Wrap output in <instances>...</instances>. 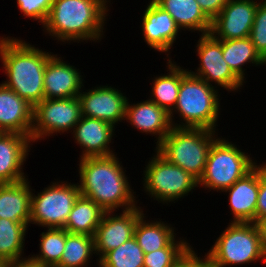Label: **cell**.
Masks as SVG:
<instances>
[{"instance_id": "6da1fadb", "label": "cell", "mask_w": 266, "mask_h": 267, "mask_svg": "<svg viewBox=\"0 0 266 267\" xmlns=\"http://www.w3.org/2000/svg\"><path fill=\"white\" fill-rule=\"evenodd\" d=\"M80 195L92 199L104 211L129 210L138 206L136 192L117 153L79 159Z\"/></svg>"}, {"instance_id": "7a4b0ae2", "label": "cell", "mask_w": 266, "mask_h": 267, "mask_svg": "<svg viewBox=\"0 0 266 267\" xmlns=\"http://www.w3.org/2000/svg\"><path fill=\"white\" fill-rule=\"evenodd\" d=\"M54 55L21 38L0 36V61L6 74L2 82L33 108L44 99V73Z\"/></svg>"}, {"instance_id": "3957f363", "label": "cell", "mask_w": 266, "mask_h": 267, "mask_svg": "<svg viewBox=\"0 0 266 267\" xmlns=\"http://www.w3.org/2000/svg\"><path fill=\"white\" fill-rule=\"evenodd\" d=\"M108 6L103 0H53L43 31L58 42H100Z\"/></svg>"}, {"instance_id": "277c9868", "label": "cell", "mask_w": 266, "mask_h": 267, "mask_svg": "<svg viewBox=\"0 0 266 267\" xmlns=\"http://www.w3.org/2000/svg\"><path fill=\"white\" fill-rule=\"evenodd\" d=\"M220 95L217 87L188 72L181 79L177 102L170 113L172 126L217 131L218 118L221 115ZM174 113L179 114L181 122H175Z\"/></svg>"}, {"instance_id": "5b68a950", "label": "cell", "mask_w": 266, "mask_h": 267, "mask_svg": "<svg viewBox=\"0 0 266 267\" xmlns=\"http://www.w3.org/2000/svg\"><path fill=\"white\" fill-rule=\"evenodd\" d=\"M205 253L208 267H231L249 263L266 264L259 227L256 223L230 222Z\"/></svg>"}, {"instance_id": "8992f818", "label": "cell", "mask_w": 266, "mask_h": 267, "mask_svg": "<svg viewBox=\"0 0 266 267\" xmlns=\"http://www.w3.org/2000/svg\"><path fill=\"white\" fill-rule=\"evenodd\" d=\"M215 133L205 128L172 127L154 150L199 181L209 149L218 138V133Z\"/></svg>"}, {"instance_id": "52a82bcc", "label": "cell", "mask_w": 266, "mask_h": 267, "mask_svg": "<svg viewBox=\"0 0 266 267\" xmlns=\"http://www.w3.org/2000/svg\"><path fill=\"white\" fill-rule=\"evenodd\" d=\"M220 136L211 145L205 170L198 181V187L216 192H223L237 180L243 178L258 163L242 151L236 143Z\"/></svg>"}, {"instance_id": "ba28073f", "label": "cell", "mask_w": 266, "mask_h": 267, "mask_svg": "<svg viewBox=\"0 0 266 267\" xmlns=\"http://www.w3.org/2000/svg\"><path fill=\"white\" fill-rule=\"evenodd\" d=\"M143 170V190L158 203H172L198 188V180L181 167L168 162L156 150ZM180 198V199H179ZM176 200V201H175Z\"/></svg>"}, {"instance_id": "9c48e42d", "label": "cell", "mask_w": 266, "mask_h": 267, "mask_svg": "<svg viewBox=\"0 0 266 267\" xmlns=\"http://www.w3.org/2000/svg\"><path fill=\"white\" fill-rule=\"evenodd\" d=\"M51 183L37 195L35 189H32L29 226L36 224L42 228H64L80 195L78 182L74 184L59 180Z\"/></svg>"}, {"instance_id": "30bf717a", "label": "cell", "mask_w": 266, "mask_h": 267, "mask_svg": "<svg viewBox=\"0 0 266 267\" xmlns=\"http://www.w3.org/2000/svg\"><path fill=\"white\" fill-rule=\"evenodd\" d=\"M81 117V103L78 96L43 99L33 108L32 144L57 133L60 135L69 131L72 133Z\"/></svg>"}, {"instance_id": "8fae6325", "label": "cell", "mask_w": 266, "mask_h": 267, "mask_svg": "<svg viewBox=\"0 0 266 267\" xmlns=\"http://www.w3.org/2000/svg\"><path fill=\"white\" fill-rule=\"evenodd\" d=\"M195 47L200 64L195 72L188 69L192 75L228 92H238L242 89L244 82L223 59L222 40L214 38L210 33L200 35Z\"/></svg>"}, {"instance_id": "7c38bea8", "label": "cell", "mask_w": 266, "mask_h": 267, "mask_svg": "<svg viewBox=\"0 0 266 267\" xmlns=\"http://www.w3.org/2000/svg\"><path fill=\"white\" fill-rule=\"evenodd\" d=\"M141 208L139 205L124 210L119 215L115 211H105L94 236L97 265L107 252L116 249L134 236L137 221L144 212Z\"/></svg>"}, {"instance_id": "4fadbf2b", "label": "cell", "mask_w": 266, "mask_h": 267, "mask_svg": "<svg viewBox=\"0 0 266 267\" xmlns=\"http://www.w3.org/2000/svg\"><path fill=\"white\" fill-rule=\"evenodd\" d=\"M81 103V115L100 119L116 127L125 119V107L128 97L121 90L106 85L96 86L78 95ZM123 120V121H122Z\"/></svg>"}, {"instance_id": "5bb4252c", "label": "cell", "mask_w": 266, "mask_h": 267, "mask_svg": "<svg viewBox=\"0 0 266 267\" xmlns=\"http://www.w3.org/2000/svg\"><path fill=\"white\" fill-rule=\"evenodd\" d=\"M261 0H229L211 21L210 34L218 40L249 37Z\"/></svg>"}, {"instance_id": "9a60e30c", "label": "cell", "mask_w": 266, "mask_h": 267, "mask_svg": "<svg viewBox=\"0 0 266 267\" xmlns=\"http://www.w3.org/2000/svg\"><path fill=\"white\" fill-rule=\"evenodd\" d=\"M143 12L142 35L144 42L152 49L169 55L172 51L173 44L182 32L177 26L172 16L159 7L153 0H150ZM171 50V51H170Z\"/></svg>"}, {"instance_id": "2e32d148", "label": "cell", "mask_w": 266, "mask_h": 267, "mask_svg": "<svg viewBox=\"0 0 266 267\" xmlns=\"http://www.w3.org/2000/svg\"><path fill=\"white\" fill-rule=\"evenodd\" d=\"M81 71L54 54L46 64L44 73V99L76 97L84 88Z\"/></svg>"}, {"instance_id": "e0dca14e", "label": "cell", "mask_w": 266, "mask_h": 267, "mask_svg": "<svg viewBox=\"0 0 266 267\" xmlns=\"http://www.w3.org/2000/svg\"><path fill=\"white\" fill-rule=\"evenodd\" d=\"M115 126L109 122L82 116L71 133L75 143L81 146L79 159L85 157L110 156L115 150L110 148ZM83 148V149H82Z\"/></svg>"}, {"instance_id": "ac0fdd59", "label": "cell", "mask_w": 266, "mask_h": 267, "mask_svg": "<svg viewBox=\"0 0 266 267\" xmlns=\"http://www.w3.org/2000/svg\"><path fill=\"white\" fill-rule=\"evenodd\" d=\"M127 100L125 107V120L137 129L140 133L151 134L155 136V146H157L164 137L171 131L172 123L170 114L149 98L137 103Z\"/></svg>"}, {"instance_id": "d6986e66", "label": "cell", "mask_w": 266, "mask_h": 267, "mask_svg": "<svg viewBox=\"0 0 266 267\" xmlns=\"http://www.w3.org/2000/svg\"><path fill=\"white\" fill-rule=\"evenodd\" d=\"M31 143V139L23 134L0 132V184L28 178L23 165L28 159Z\"/></svg>"}, {"instance_id": "ffe728a7", "label": "cell", "mask_w": 266, "mask_h": 267, "mask_svg": "<svg viewBox=\"0 0 266 267\" xmlns=\"http://www.w3.org/2000/svg\"><path fill=\"white\" fill-rule=\"evenodd\" d=\"M228 193V204L233 214L231 222L255 223L256 204L259 193V165L243 178L224 190Z\"/></svg>"}, {"instance_id": "44dd1931", "label": "cell", "mask_w": 266, "mask_h": 267, "mask_svg": "<svg viewBox=\"0 0 266 267\" xmlns=\"http://www.w3.org/2000/svg\"><path fill=\"white\" fill-rule=\"evenodd\" d=\"M33 107L0 83V132L18 133L31 139Z\"/></svg>"}, {"instance_id": "7402d4cb", "label": "cell", "mask_w": 266, "mask_h": 267, "mask_svg": "<svg viewBox=\"0 0 266 267\" xmlns=\"http://www.w3.org/2000/svg\"><path fill=\"white\" fill-rule=\"evenodd\" d=\"M27 179L0 184V218L30 223L32 188Z\"/></svg>"}, {"instance_id": "603a6c76", "label": "cell", "mask_w": 266, "mask_h": 267, "mask_svg": "<svg viewBox=\"0 0 266 267\" xmlns=\"http://www.w3.org/2000/svg\"><path fill=\"white\" fill-rule=\"evenodd\" d=\"M168 12L180 30L209 34L211 20L201 10L196 0H153ZM198 31V32H197Z\"/></svg>"}, {"instance_id": "cb8c5ba5", "label": "cell", "mask_w": 266, "mask_h": 267, "mask_svg": "<svg viewBox=\"0 0 266 267\" xmlns=\"http://www.w3.org/2000/svg\"><path fill=\"white\" fill-rule=\"evenodd\" d=\"M166 61L167 73L154 77L149 98L170 114L177 102L181 79L189 71L180 65L178 66L171 57Z\"/></svg>"}, {"instance_id": "d4e9b609", "label": "cell", "mask_w": 266, "mask_h": 267, "mask_svg": "<svg viewBox=\"0 0 266 267\" xmlns=\"http://www.w3.org/2000/svg\"><path fill=\"white\" fill-rule=\"evenodd\" d=\"M146 213L137 221L134 237L144 254L167 247L175 238V227L160 219L145 220Z\"/></svg>"}, {"instance_id": "484cf974", "label": "cell", "mask_w": 266, "mask_h": 267, "mask_svg": "<svg viewBox=\"0 0 266 267\" xmlns=\"http://www.w3.org/2000/svg\"><path fill=\"white\" fill-rule=\"evenodd\" d=\"M105 211L92 199L79 195L64 229L68 233L95 236Z\"/></svg>"}, {"instance_id": "4316f807", "label": "cell", "mask_w": 266, "mask_h": 267, "mask_svg": "<svg viewBox=\"0 0 266 267\" xmlns=\"http://www.w3.org/2000/svg\"><path fill=\"white\" fill-rule=\"evenodd\" d=\"M222 54L223 59L232 69V71L244 82L246 64L250 63L252 66L266 65V61L256 51L249 37L222 40Z\"/></svg>"}, {"instance_id": "83f0119b", "label": "cell", "mask_w": 266, "mask_h": 267, "mask_svg": "<svg viewBox=\"0 0 266 267\" xmlns=\"http://www.w3.org/2000/svg\"><path fill=\"white\" fill-rule=\"evenodd\" d=\"M27 230L23 223L0 218V260L3 263L23 258Z\"/></svg>"}, {"instance_id": "f1b7e54d", "label": "cell", "mask_w": 266, "mask_h": 267, "mask_svg": "<svg viewBox=\"0 0 266 267\" xmlns=\"http://www.w3.org/2000/svg\"><path fill=\"white\" fill-rule=\"evenodd\" d=\"M93 254H96L94 236L66 231L64 252L55 267H88Z\"/></svg>"}, {"instance_id": "f546056e", "label": "cell", "mask_w": 266, "mask_h": 267, "mask_svg": "<svg viewBox=\"0 0 266 267\" xmlns=\"http://www.w3.org/2000/svg\"><path fill=\"white\" fill-rule=\"evenodd\" d=\"M144 252L133 236L116 249L107 252L100 260L99 267H143Z\"/></svg>"}, {"instance_id": "4dcf8cb0", "label": "cell", "mask_w": 266, "mask_h": 267, "mask_svg": "<svg viewBox=\"0 0 266 267\" xmlns=\"http://www.w3.org/2000/svg\"><path fill=\"white\" fill-rule=\"evenodd\" d=\"M40 234L39 254L31 257L43 264L55 267L61 260L66 243V230L64 228H47Z\"/></svg>"}, {"instance_id": "1f68e13d", "label": "cell", "mask_w": 266, "mask_h": 267, "mask_svg": "<svg viewBox=\"0 0 266 267\" xmlns=\"http://www.w3.org/2000/svg\"><path fill=\"white\" fill-rule=\"evenodd\" d=\"M192 247L184 238H175L167 247L144 254L143 267H175Z\"/></svg>"}, {"instance_id": "d6a6232c", "label": "cell", "mask_w": 266, "mask_h": 267, "mask_svg": "<svg viewBox=\"0 0 266 267\" xmlns=\"http://www.w3.org/2000/svg\"><path fill=\"white\" fill-rule=\"evenodd\" d=\"M249 38L256 51L266 61V0H261L258 4Z\"/></svg>"}, {"instance_id": "836d02e7", "label": "cell", "mask_w": 266, "mask_h": 267, "mask_svg": "<svg viewBox=\"0 0 266 267\" xmlns=\"http://www.w3.org/2000/svg\"><path fill=\"white\" fill-rule=\"evenodd\" d=\"M16 2L24 17L40 22V25H44L53 4V0H16Z\"/></svg>"}, {"instance_id": "e575fe53", "label": "cell", "mask_w": 266, "mask_h": 267, "mask_svg": "<svg viewBox=\"0 0 266 267\" xmlns=\"http://www.w3.org/2000/svg\"><path fill=\"white\" fill-rule=\"evenodd\" d=\"M266 218V163H259V193L256 204L255 223Z\"/></svg>"}, {"instance_id": "d590c367", "label": "cell", "mask_w": 266, "mask_h": 267, "mask_svg": "<svg viewBox=\"0 0 266 267\" xmlns=\"http://www.w3.org/2000/svg\"><path fill=\"white\" fill-rule=\"evenodd\" d=\"M204 14L212 21L229 0H196Z\"/></svg>"}, {"instance_id": "8d00e7d4", "label": "cell", "mask_w": 266, "mask_h": 267, "mask_svg": "<svg viewBox=\"0 0 266 267\" xmlns=\"http://www.w3.org/2000/svg\"><path fill=\"white\" fill-rule=\"evenodd\" d=\"M175 267H208V263L205 256L198 257L192 249Z\"/></svg>"}, {"instance_id": "74e56055", "label": "cell", "mask_w": 266, "mask_h": 267, "mask_svg": "<svg viewBox=\"0 0 266 267\" xmlns=\"http://www.w3.org/2000/svg\"><path fill=\"white\" fill-rule=\"evenodd\" d=\"M18 267H51V266L43 264L42 262L33 259L29 255L18 260Z\"/></svg>"}, {"instance_id": "f35d334b", "label": "cell", "mask_w": 266, "mask_h": 267, "mask_svg": "<svg viewBox=\"0 0 266 267\" xmlns=\"http://www.w3.org/2000/svg\"><path fill=\"white\" fill-rule=\"evenodd\" d=\"M257 225L259 227L260 234H261L263 251L266 255V218L259 221Z\"/></svg>"}, {"instance_id": "ab89813d", "label": "cell", "mask_w": 266, "mask_h": 267, "mask_svg": "<svg viewBox=\"0 0 266 267\" xmlns=\"http://www.w3.org/2000/svg\"><path fill=\"white\" fill-rule=\"evenodd\" d=\"M0 267H18V260L14 262L3 263Z\"/></svg>"}, {"instance_id": "60d3db41", "label": "cell", "mask_w": 266, "mask_h": 267, "mask_svg": "<svg viewBox=\"0 0 266 267\" xmlns=\"http://www.w3.org/2000/svg\"><path fill=\"white\" fill-rule=\"evenodd\" d=\"M103 1L108 5L111 0H103Z\"/></svg>"}]
</instances>
